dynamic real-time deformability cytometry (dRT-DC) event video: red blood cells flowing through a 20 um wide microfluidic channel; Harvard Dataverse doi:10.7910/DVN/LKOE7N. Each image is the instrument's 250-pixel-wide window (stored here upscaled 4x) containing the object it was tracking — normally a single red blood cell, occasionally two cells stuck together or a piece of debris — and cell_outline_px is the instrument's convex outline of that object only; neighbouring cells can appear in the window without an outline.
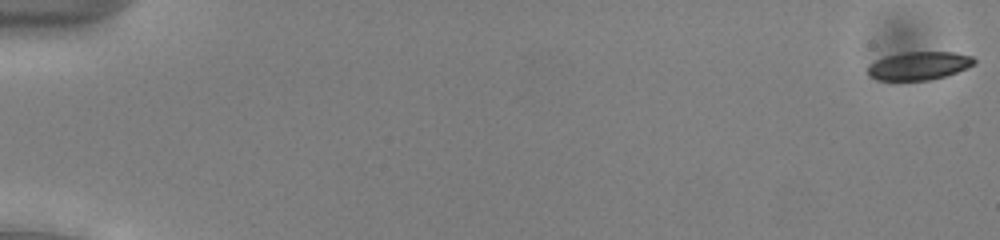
{"species": "common noctule bat (a hibernating species)", "species_latin": "Nyctalus noctula", "temperature_condition": "cold", "stored_images_in_passage": 54, "camera_frame_rate_fps": 3000, "um_per_image_px": 0.085, "animal": {"sex": "male", "body_mass_g": 13.0, "forearm_length_mm": 53.1}, "frame": {"image": 1, "passage_image": 1, "time_ms": 0.0, "image_size_px": [1000, 240], "cell_outline_px": [[976, 64], [968, 68], [944, 76], [928, 80], [876, 80], [868, 76], [868, 64], [884, 56], [904, 52], [952, 52], [972, 56], [976, 60]], "centroid_in_image_um": [78.09, 5.58], "position_along_channel_um": 6.9, "area_um2": 17.63}}
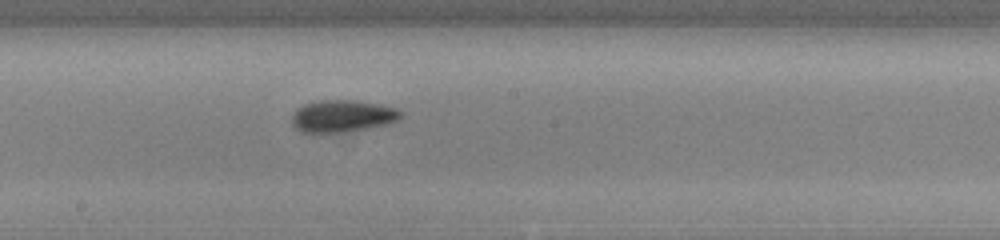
{"frame": {"image": 2, "passage_image": 31, "time_ms": 10.0, "image_size_px": [1000, 240], "cell_outline_px": [[404, 112], [396, 120], [384, 124], [368, 128], [336, 132], [300, 132], [292, 124], [292, 116], [296, 108], [304, 104], [320, 100], [356, 100], [396, 108]], "centroid_in_image_um": [29.06, 9.85], "position_along_channel_um": 219.1, "area_um2": 20.06}}
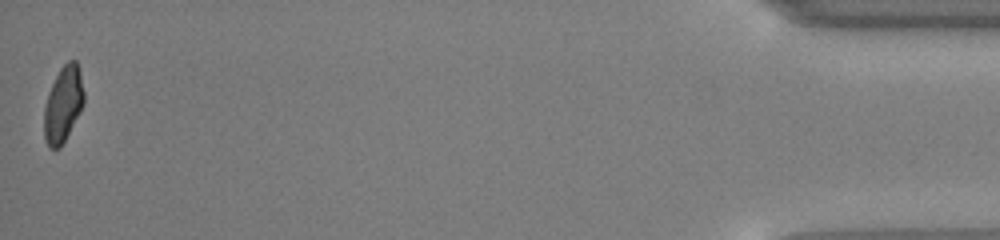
{"frame": {"image": 3, "passage_image": 54, "time_ms": 17.667, "image_size_px": [1000, 240], "cell_outline_px": [[84, 104], [80, 112], [60, 148], [48, 148], [44, 136], [44, 108], [48, 92], [60, 68], [68, 60], [76, 60], [80, 72], [84, 92]], "centroid_in_image_um": [5.37, 8.86], "position_along_channel_um": 429.8, "area_um2": 17.57}, "authors_computed_cell_mechanics": {"area_um2": 18.9873, "velocity_mm_per_s": 3.8977, "shape_relaxation_time_tau1_ms": 3.3147, "shape_relaxation_time_tau2_ms": null, "deformation_change_tau1": 0.1016, "deformation_change_tau2": null}}